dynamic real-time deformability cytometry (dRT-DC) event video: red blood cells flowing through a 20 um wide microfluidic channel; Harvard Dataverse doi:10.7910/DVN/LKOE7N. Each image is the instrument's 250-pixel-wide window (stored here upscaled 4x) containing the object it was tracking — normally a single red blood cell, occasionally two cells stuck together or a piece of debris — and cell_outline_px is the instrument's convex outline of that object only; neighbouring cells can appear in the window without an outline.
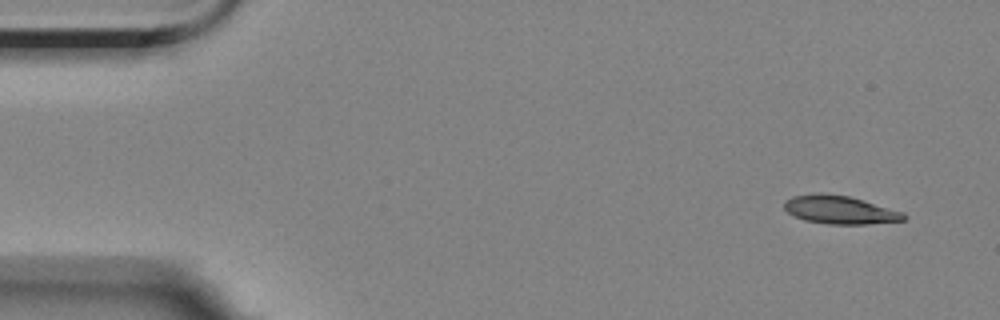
{"species": "Egyptian fruit bat (a non-hibernating species)", "species_latin": "Rousettus aegyptiacus", "temperature_condition": "room temperature", "stored_images_in_passage": 7, "camera_frame_rate_fps": 3000, "um_per_image_px": 0.085, "animal": {"sex": "female"}, "frame": {"image": 1, "passage_image": 1, "time_ms": 0.0, "image_size_px": [1000, 320], "cell_outline_px": [[908, 216], [904, 220], [864, 224], [828, 224], [804, 220], [788, 212], [784, 208], [784, 200], [792, 196], [820, 192], [848, 196], [904, 212]], "centroid_in_image_um": [71.37, 17.83], "position_along_channel_um": 13.6, "area_um2": 19.59}}
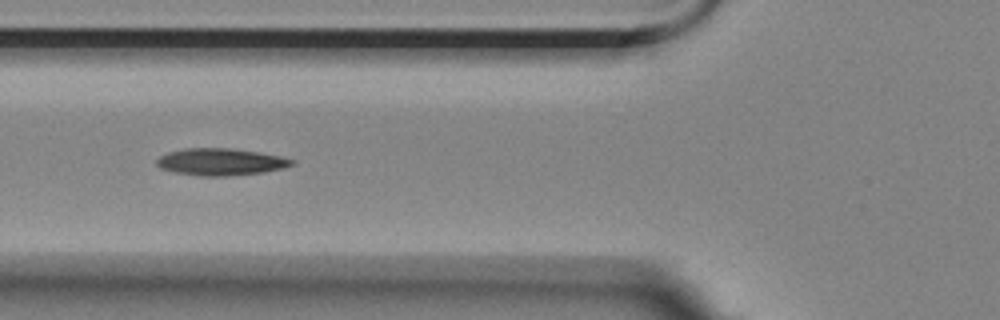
{"frame": {"image": 2, "passage_image": 6, "time_ms": 5.667, "image_size_px": [1000, 320], "cell_outline_px": [[296, 164], [284, 168], [264, 172], [224, 176], [200, 176], [176, 172], [160, 168], [156, 164], [156, 160], [160, 156], [168, 152], [184, 148], [232, 148], [280, 156], [296, 160]], "centroid_in_image_um": [18.77, 13.76], "position_along_channel_um": 107.0, "area_um2": 21.27}}